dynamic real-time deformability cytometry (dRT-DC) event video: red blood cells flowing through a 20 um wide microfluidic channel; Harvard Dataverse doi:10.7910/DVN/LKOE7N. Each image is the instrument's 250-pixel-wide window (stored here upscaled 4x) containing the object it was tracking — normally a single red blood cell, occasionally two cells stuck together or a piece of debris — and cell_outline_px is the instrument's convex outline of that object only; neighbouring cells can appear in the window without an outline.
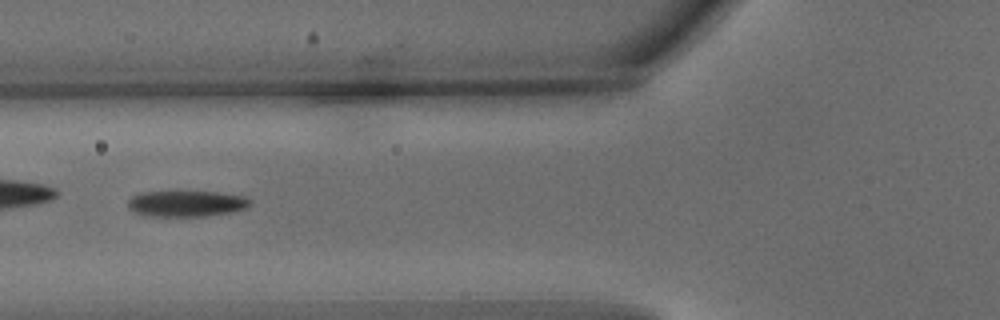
{"species": "common noctule bat (a hibernating species)", "species_latin": "Nyctalus noctula", "temperature_condition": "warm", "stored_images_in_passage": 2, "camera_frame_rate_fps": 3000, "um_per_image_px": 0.085, "animal": {"sex": "male", "body_mass_g": 15.6}, "frame": {"image": 1, "passage_image": 2, "time_ms": 0.333, "image_size_px": [1000, 320], "cell_outline_px": [[252, 204], [248, 208], [232, 212], [204, 216], [152, 216], [136, 212], [128, 208], [128, 200], [132, 196], [140, 192], [216, 192], [244, 196], [252, 200]], "centroid_in_image_um": [15.89, 17.3], "position_along_channel_um": 109.9, "area_um2": 18.5}}